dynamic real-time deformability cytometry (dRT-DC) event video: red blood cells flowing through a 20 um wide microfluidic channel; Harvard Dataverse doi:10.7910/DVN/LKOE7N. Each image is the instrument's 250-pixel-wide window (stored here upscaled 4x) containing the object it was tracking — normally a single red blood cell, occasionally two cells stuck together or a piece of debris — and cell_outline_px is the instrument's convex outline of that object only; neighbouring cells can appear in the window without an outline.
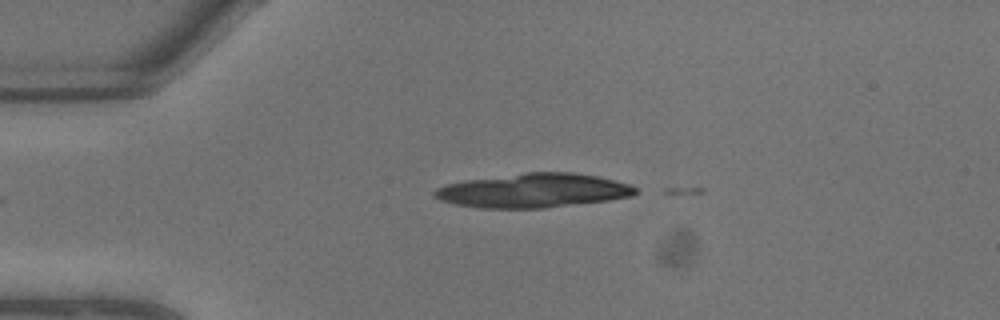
{"species": "common noctule bat (a hibernating species)", "species_latin": "Nyctalus noctula", "temperature_condition": "warm", "stored_images_in_passage": 4, "camera_frame_rate_fps": 3000, "um_per_image_px": 0.085, "animal": {"sex": "male", "body_mass_g": 13.3}, "frame": {"image": 1, "passage_image": 4, "time_ms": 1.0, "image_size_px": [1000, 320], "cell_outline_px": [[636, 192], [632, 196], [608, 200], [544, 208], [480, 208], [456, 204], [440, 200], [432, 196], [432, 192], [436, 188], [448, 184], [464, 180], [524, 172], [572, 172], [596, 176], [628, 184], [636, 188]], "centroid_in_image_um": [45.28, 16.19], "position_along_channel_um": 39.7, "area_um2": 39.82}}